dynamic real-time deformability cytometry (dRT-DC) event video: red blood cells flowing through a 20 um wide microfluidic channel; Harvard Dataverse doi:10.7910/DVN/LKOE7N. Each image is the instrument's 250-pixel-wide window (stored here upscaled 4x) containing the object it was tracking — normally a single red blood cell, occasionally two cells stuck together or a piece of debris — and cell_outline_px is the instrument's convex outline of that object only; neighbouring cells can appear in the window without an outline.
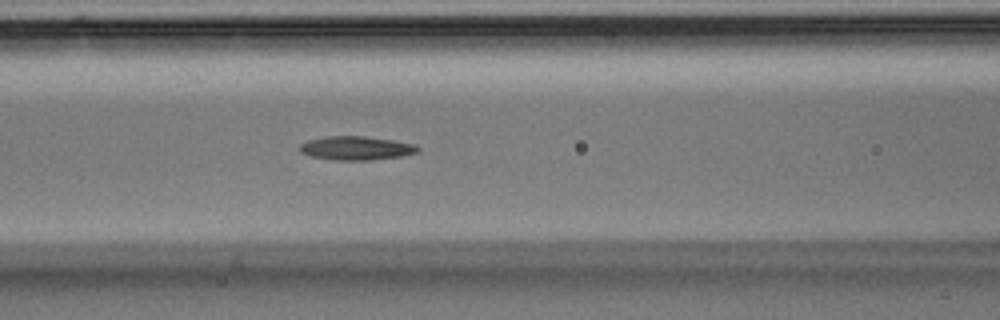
{"species": "Egyptian fruit bat (a non-hibernating species)", "species_latin": "Rousettus aegyptiacus", "temperature_condition": "room temperature", "stored_images_in_passage": 45, "camera_frame_rate_fps": 3000, "um_per_image_px": 0.085, "animal": {"sex": "male"}, "frame": {"image": 1, "passage_image": 19, "time_ms": 6.0, "image_size_px": [1000, 320], "cell_outline_px": [[420, 152], [400, 156], [372, 160], [332, 160], [312, 156], [300, 152], [300, 144], [308, 140], [324, 136], [364, 136], [396, 140], [416, 144], [420, 148]], "centroid_in_image_um": [30.32, 12.58], "position_along_channel_um": 136.3, "area_um2": 16.53}}
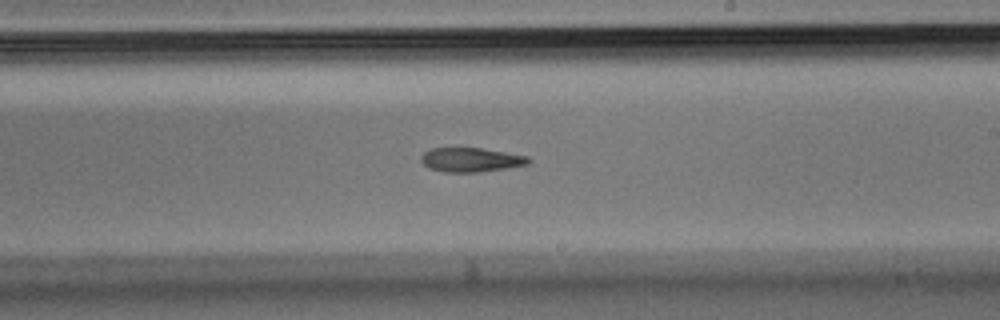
{"frame": {"image": 2, "passage_image": 27, "time_ms": 8.667, "image_size_px": [1000, 320], "cell_outline_px": [[532, 160], [528, 164], [508, 168], [480, 172], [444, 172], [428, 168], [420, 160], [420, 156], [428, 148], [480, 148], [528, 156]], "centroid_in_image_um": [40.01, 13.58], "position_along_channel_um": 249.0, "area_um2": 15.26}}
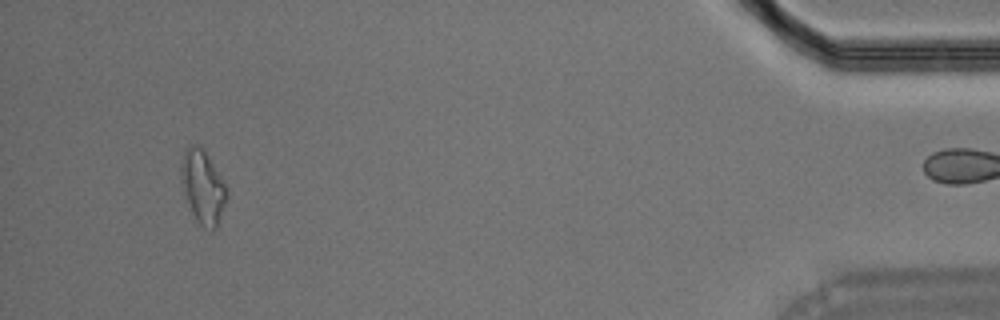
{"frame": {"image": 3, "passage_image": 44, "time_ms": 14.333, "image_size_px": [1000, 320], "cell_outline_px": [[228, 196], [216, 228], [204, 228], [196, 220], [192, 212], [184, 192], [180, 180], [180, 164], [184, 152], [192, 144], [196, 144], [204, 148], [224, 184]], "centroid_in_image_um": [17.22, 15.86], "position_along_channel_um": 418.0, "area_um2": 19.19}}